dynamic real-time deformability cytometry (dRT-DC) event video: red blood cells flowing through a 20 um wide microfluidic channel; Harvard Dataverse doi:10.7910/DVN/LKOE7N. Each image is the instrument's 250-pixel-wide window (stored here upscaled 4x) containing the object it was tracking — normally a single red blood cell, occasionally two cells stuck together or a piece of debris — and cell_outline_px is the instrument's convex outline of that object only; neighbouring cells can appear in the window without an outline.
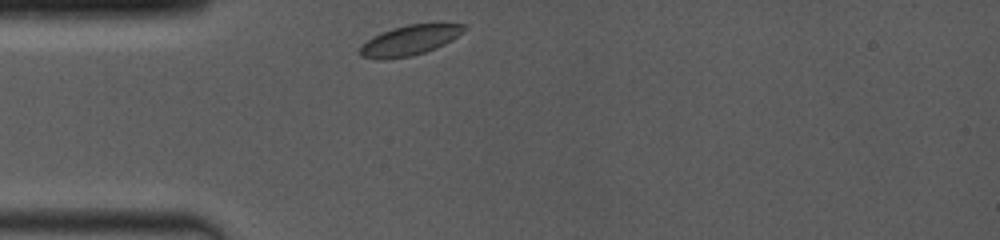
{"species": "common noctule bat (a hibernating species)", "species_latin": "Nyctalus noctula", "temperature_condition": "room temperature", "stored_images_in_passage": 41, "camera_frame_rate_fps": 4000, "um_per_image_px": 0.085, "animal": {"sex": "female", "body_mass_g": 19.0, "forearm_length_mm": 53.3}, "frame": {"image": 1, "passage_image": 1, "time_ms": 0.0, "image_size_px": [1000, 240], "cell_outline_px": [[468, 28], [464, 32], [452, 40], [436, 48], [412, 56], [380, 60], [376, 60], [360, 56], [360, 48], [372, 36], [392, 28], [408, 24], [468, 24]], "centroid_in_image_um": [34.84, 3.43], "position_along_channel_um": 50.2, "area_um2": 18.26}}
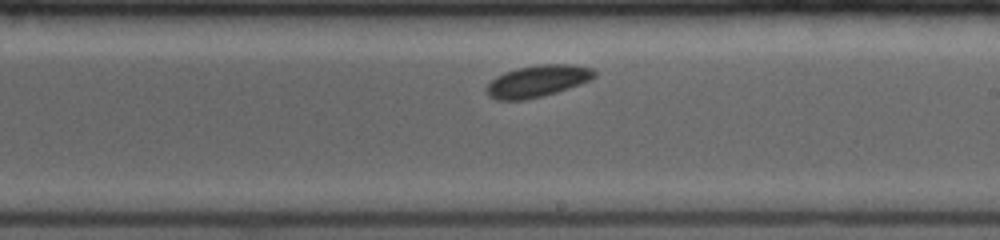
{"frame": {"image": 2, "passage_image": 22, "time_ms": 5.25, "image_size_px": [1000, 240], "cell_outline_px": [[596, 76], [588, 80], [568, 88], [556, 92], [524, 100], [496, 100], [488, 96], [484, 92], [484, 88], [496, 76], [504, 72], [520, 68], [540, 64], [572, 64], [592, 68], [596, 72]], "centroid_in_image_um": [45.64, 6.89], "position_along_channel_um": 243.4, "area_um2": 19.88}}
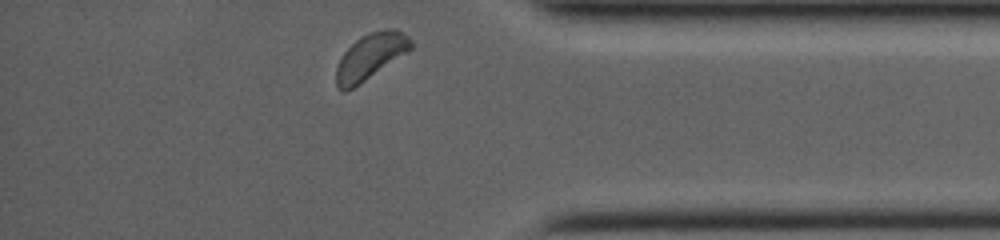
{"frame": {"image": 3, "passage_image": 39, "time_ms": 9.5, "image_size_px": [1000, 240], "cell_outline_px": [[412, 48], [408, 52], [352, 88], [344, 92], [340, 92], [336, 84], [336, 68], [344, 52], [356, 40], [372, 32], [388, 28], [392, 28], [408, 36], [412, 40]], "centroid_in_image_um": [31.48, 4.81], "position_along_channel_um": 403.7, "area_um2": 19.48}, "authors_computed_cell_mechanics": {"area_um2": 19.074, "velocity_mm_per_s": 3.9038, "shape_relaxation_time_tau1_ms": 0.5327, "shape_relaxation_time_tau2_ms": null, "deformation_change_tau1": 0.0392, "deformation_change_tau2": null}}